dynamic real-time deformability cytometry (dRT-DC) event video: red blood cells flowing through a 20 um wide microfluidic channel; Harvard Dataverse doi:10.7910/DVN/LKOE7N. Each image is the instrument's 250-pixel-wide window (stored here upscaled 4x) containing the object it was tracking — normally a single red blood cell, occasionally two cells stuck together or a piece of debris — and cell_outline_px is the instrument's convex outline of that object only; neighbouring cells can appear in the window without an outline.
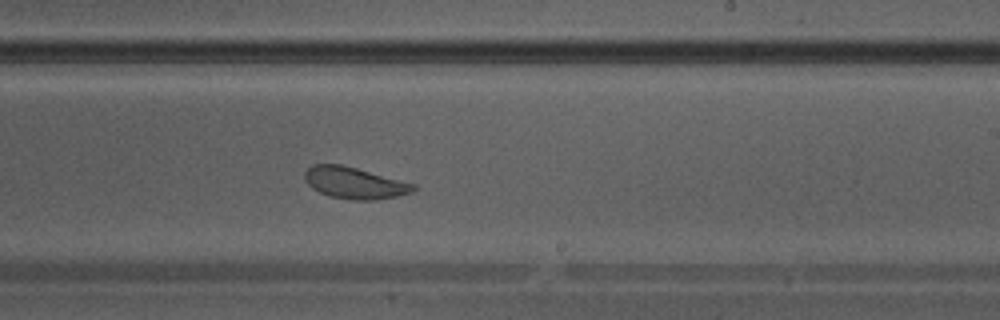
{"species": "Egyptian fruit bat (a non-hibernating species)", "species_latin": "Rousettus aegyptiacus", "temperature_condition": "warm", "stored_images_in_passage": 36, "camera_frame_rate_fps": 3000, "um_per_image_px": 0.085, "animal": {"sex": "male"}, "frame": {"image": 1, "passage_image": 21, "time_ms": 6.667, "image_size_px": [1000, 320], "cell_outline_px": [[416, 188], [412, 192], [396, 196], [376, 200], [352, 200], [328, 196], [312, 188], [304, 180], [304, 172], [312, 164], [340, 164], [356, 168], [416, 184]], "centroid_in_image_um": [30.11, 15.55], "position_along_channel_um": 258.9, "area_um2": 20.0}}